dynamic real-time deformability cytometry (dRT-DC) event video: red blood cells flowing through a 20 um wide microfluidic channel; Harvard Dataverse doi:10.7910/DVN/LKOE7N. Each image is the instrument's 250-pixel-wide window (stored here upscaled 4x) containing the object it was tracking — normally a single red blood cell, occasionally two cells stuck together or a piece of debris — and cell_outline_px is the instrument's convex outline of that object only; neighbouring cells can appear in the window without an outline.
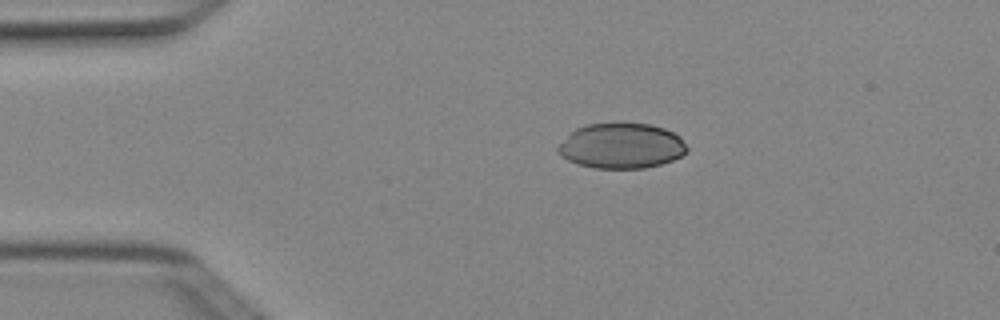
{"species": "Egyptian fruit bat (a non-hibernating species)", "species_latin": "Rousettus aegyptiacus", "temperature_condition": "cold", "stored_images_in_passage": 3, "camera_frame_rate_fps": 3000, "um_per_image_px": 0.085, "animal": {"sex": "female"}, "frame": {"image": 1, "passage_image": 2, "time_ms": 0.333, "image_size_px": [1000, 320], "cell_outline_px": [[688, 152], [672, 160], [660, 164], [644, 168], [596, 168], [580, 164], [568, 160], [560, 156], [556, 148], [576, 128], [588, 124], [652, 124], [664, 128], [680, 136], [688, 148]], "centroid_in_image_um": [52.85, 12.4], "position_along_channel_um": 32.2, "area_um2": 33.7}}